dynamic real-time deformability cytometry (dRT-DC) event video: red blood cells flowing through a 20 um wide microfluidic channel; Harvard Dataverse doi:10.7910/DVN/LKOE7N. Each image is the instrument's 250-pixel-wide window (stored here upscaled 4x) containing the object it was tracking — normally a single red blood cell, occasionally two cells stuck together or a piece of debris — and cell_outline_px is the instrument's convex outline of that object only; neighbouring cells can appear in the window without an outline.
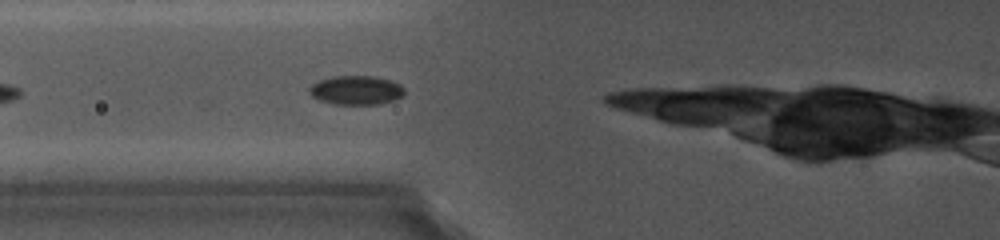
{"species": "common noctule bat (a hibernating species)", "species_latin": "Nyctalus noctula", "temperature_condition": "cold", "stored_images_in_passage": 3, "camera_frame_rate_fps": 5000, "um_per_image_px": 0.085, "animal": {"sex": "female", "body_mass_g": 19.0, "forearm_length_mm": 56.7}, "frame": {"image": 1, "passage_image": 2, "time_ms": 0.8, "image_size_px": [1000, 240], "cell_outline_px": [[404, 92], [400, 96], [392, 100], [376, 104], [336, 104], [320, 100], [312, 96], [312, 84], [320, 80], [332, 76], [376, 76], [400, 84], [404, 88]], "centroid_in_image_um": [30.29, 7.65], "position_along_channel_um": 95.5, "area_um2": 15.66}}